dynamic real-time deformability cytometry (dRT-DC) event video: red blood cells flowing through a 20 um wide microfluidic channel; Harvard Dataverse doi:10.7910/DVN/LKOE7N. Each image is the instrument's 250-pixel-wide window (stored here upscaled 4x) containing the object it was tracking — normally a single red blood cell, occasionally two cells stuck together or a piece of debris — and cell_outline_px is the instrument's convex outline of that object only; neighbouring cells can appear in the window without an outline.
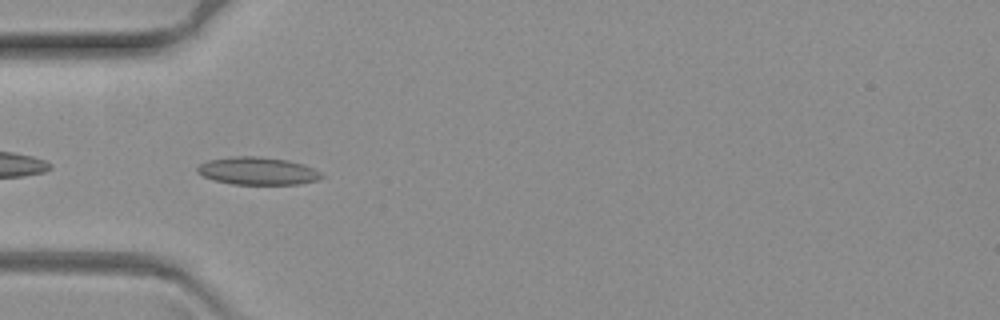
{"species": "common noctule bat (a hibernating species)", "species_latin": "Nyctalus noctula", "temperature_condition": "warm", "stored_images_in_passage": 47, "camera_frame_rate_fps": 3000, "um_per_image_px": 0.085, "animal": {"sex": "female", "body_mass_g": 19.3, "forearm_length_mm": 54.1}, "frame": {"image": 1, "passage_image": 2, "time_ms": 0.333, "image_size_px": [1000, 320], "cell_outline_px": [[324, 176], [316, 180], [300, 184], [232, 184], [212, 180], [196, 172], [196, 168], [200, 164], [208, 160], [232, 156], [256, 156], [288, 160], [304, 164], [320, 172]], "centroid_in_image_um": [21.87, 14.53], "position_along_channel_um": 63.1, "area_um2": 20.06}}
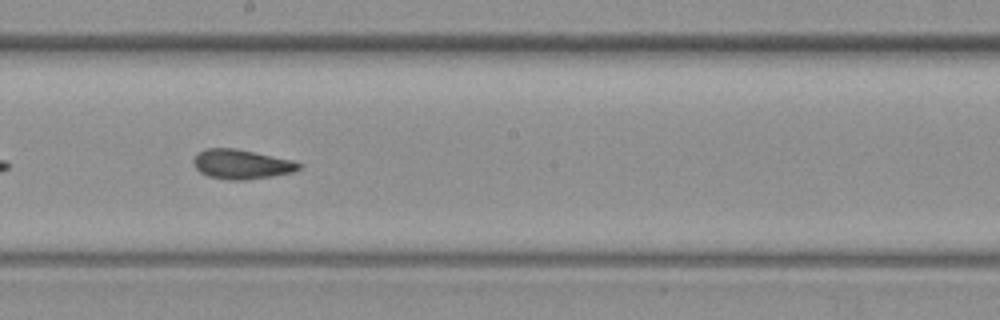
{"frame": {"image": 2, "passage_image": 18, "time_ms": 5.667, "image_size_px": [1000, 320], "cell_outline_px": [[304, 164], [300, 168], [292, 172], [272, 176], [244, 180], [228, 180], [208, 176], [200, 172], [196, 168], [192, 160], [200, 152], [208, 148], [236, 148], [292, 160]], "centroid_in_image_um": [20.54, 13.96], "position_along_channel_um": 227.7, "area_um2": 18.03}}
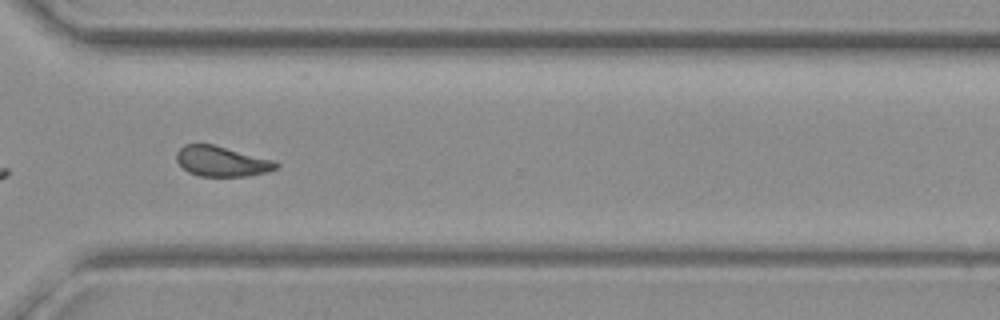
{"frame": {"image": 3, "passage_image": 30, "time_ms": 9.667, "image_size_px": [1000, 320], "cell_outline_px": [[280, 164], [276, 168], [268, 172], [248, 176], [200, 176], [188, 172], [176, 160], [176, 152], [184, 144], [212, 144], [272, 160]], "centroid_in_image_um": [18.82, 13.72], "position_along_channel_um": 351.8, "area_um2": 17.34}}